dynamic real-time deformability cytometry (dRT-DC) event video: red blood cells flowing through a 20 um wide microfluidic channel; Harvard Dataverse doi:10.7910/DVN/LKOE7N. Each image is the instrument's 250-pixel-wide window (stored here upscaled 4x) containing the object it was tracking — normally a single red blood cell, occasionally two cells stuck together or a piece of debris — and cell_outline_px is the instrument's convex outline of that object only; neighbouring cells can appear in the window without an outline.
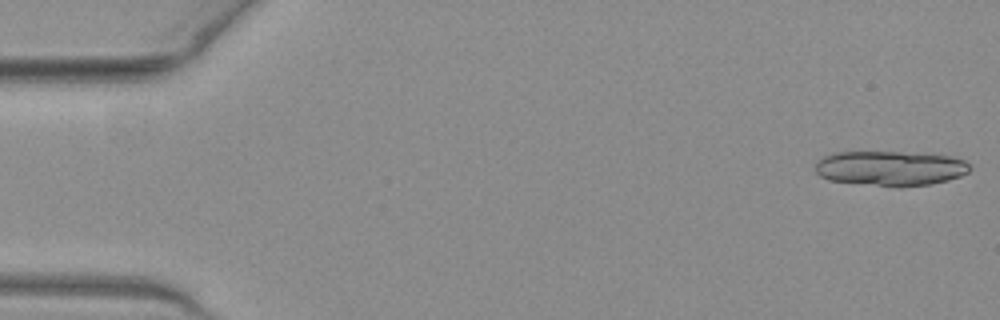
{"species": "common noctule bat (a hibernating species)", "species_latin": "Nyctalus noctula", "temperature_condition": "warm", "stored_images_in_passage": 14, "camera_frame_rate_fps": 3000, "um_per_image_px": 0.085, "animal": {"sex": "female", "body_mass_g": 19.3, "forearm_length_mm": 54.1}, "frame": {"image": 1, "passage_image": 1, "time_ms": 0.0, "image_size_px": [1000, 320], "cell_outline_px": [[968, 172], [960, 176], [948, 180], [932, 184], [900, 188], [896, 188], [828, 180], [820, 176], [816, 172], [816, 160], [824, 156], [836, 152], [900, 152], [948, 156], [964, 160], [968, 164]], "centroid_in_image_um": [75.64, 14.32], "position_along_channel_um": 9.4, "area_um2": 31.56}}